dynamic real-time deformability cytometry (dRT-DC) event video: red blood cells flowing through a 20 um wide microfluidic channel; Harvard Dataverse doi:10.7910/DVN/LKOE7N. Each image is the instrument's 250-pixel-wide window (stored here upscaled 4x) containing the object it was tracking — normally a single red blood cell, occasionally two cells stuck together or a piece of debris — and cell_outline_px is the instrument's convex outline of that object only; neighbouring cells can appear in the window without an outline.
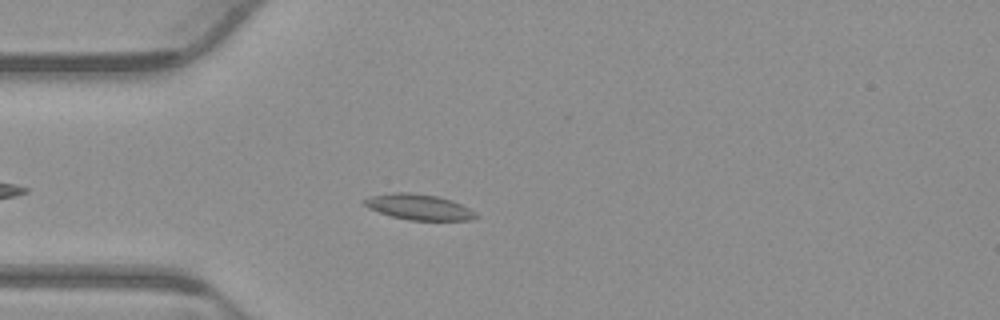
{"species": "common noctule bat (a hibernating species)", "species_latin": "Nyctalus noctula", "temperature_condition": "warm", "stored_images_in_passage": 37, "camera_frame_rate_fps": 3000, "um_per_image_px": 0.085, "animal": {"sex": "male", "body_mass_g": 23.1, "forearm_length_mm": 52.7}, "frame": {"image": 1, "passage_image": 7, "time_ms": 2.0, "image_size_px": [1000, 320], "cell_outline_px": [[480, 216], [472, 220], [408, 220], [392, 216], [368, 208], [364, 204], [364, 200], [372, 196], [396, 192], [412, 192], [436, 196], [452, 200], [476, 212]], "centroid_in_image_um": [35.65, 17.6], "position_along_channel_um": 49.4, "area_um2": 16.53}}
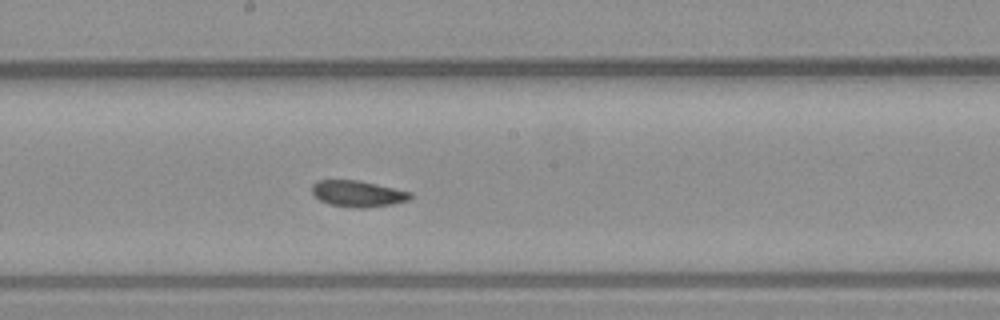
{"frame": {"image": 2, "passage_image": 21, "time_ms": 6.667, "image_size_px": [1000, 320], "cell_outline_px": [[412, 196], [408, 200], [392, 204], [364, 208], [348, 208], [328, 204], [320, 200], [312, 192], [312, 184], [316, 180], [356, 180], [376, 184], [412, 192]], "centroid_in_image_um": [30.39, 16.47], "position_along_channel_um": 217.8, "area_um2": 15.09}}
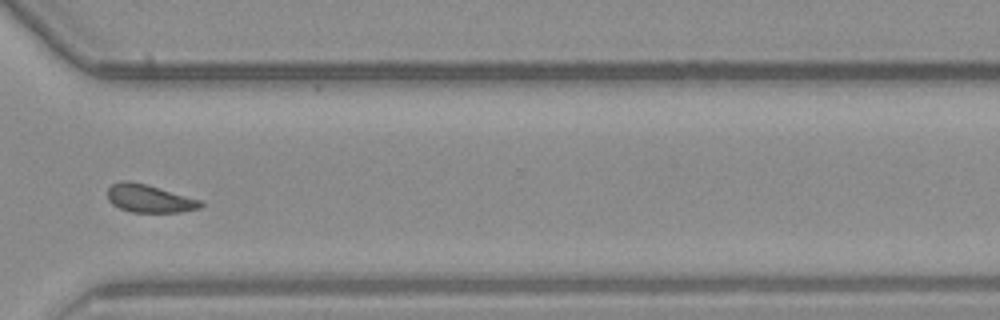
{"frame": {"image": 3, "passage_image": 32, "time_ms": 10.333, "image_size_px": [1000, 320], "cell_outline_px": [[204, 204], [200, 208], [180, 212], [132, 212], [120, 208], [112, 204], [108, 200], [108, 188], [112, 184], [120, 180], [128, 180], [144, 184], [204, 200]], "centroid_in_image_um": [12.72, 16.87], "position_along_channel_um": 357.9, "area_um2": 15.2}, "authors_computed_cell_mechanics": {"area_um2": 15.5482, "velocity_mm_per_s": 3.8183, "shape_relaxation_time_tau1_ms": 7.6007, "shape_relaxation_time_tau2_ms": null, "deformation_change_tau1": 0.112, "deformation_change_tau2": null}}